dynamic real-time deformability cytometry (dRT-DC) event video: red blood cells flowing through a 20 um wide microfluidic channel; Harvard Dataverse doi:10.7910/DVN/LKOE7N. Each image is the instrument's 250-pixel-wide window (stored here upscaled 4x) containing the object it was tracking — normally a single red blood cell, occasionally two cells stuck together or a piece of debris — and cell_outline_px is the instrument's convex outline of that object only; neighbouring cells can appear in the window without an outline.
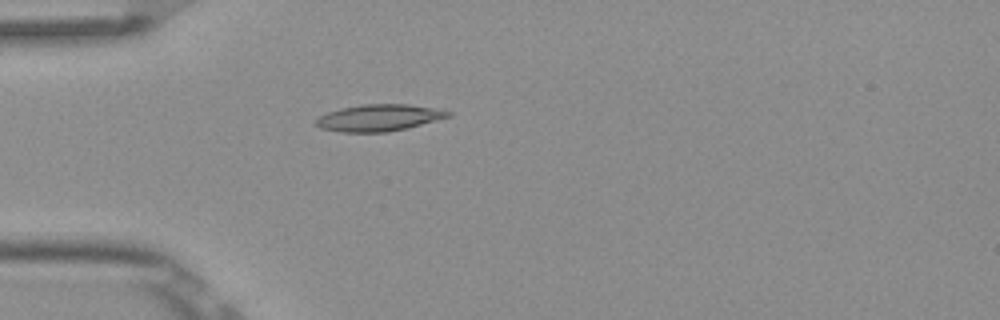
{"species": "Egyptian fruit bat (a non-hibernating species)", "species_latin": "Rousettus aegyptiacus", "temperature_condition": "room temperature", "stored_images_in_passage": 4, "camera_frame_rate_fps": 3000, "um_per_image_px": 0.085, "frame": {"image": 1, "passage_image": 4, "time_ms": 1.0, "image_size_px": [1000, 320], "cell_outline_px": [[452, 116], [408, 128], [388, 132], [344, 132], [320, 128], [312, 124], [320, 116], [328, 112], [340, 108], [360, 104], [408, 104], [436, 108], [452, 112]], "centroid_in_image_um": [32.22, 10.01], "position_along_channel_um": 52.8, "area_um2": 20.75}}